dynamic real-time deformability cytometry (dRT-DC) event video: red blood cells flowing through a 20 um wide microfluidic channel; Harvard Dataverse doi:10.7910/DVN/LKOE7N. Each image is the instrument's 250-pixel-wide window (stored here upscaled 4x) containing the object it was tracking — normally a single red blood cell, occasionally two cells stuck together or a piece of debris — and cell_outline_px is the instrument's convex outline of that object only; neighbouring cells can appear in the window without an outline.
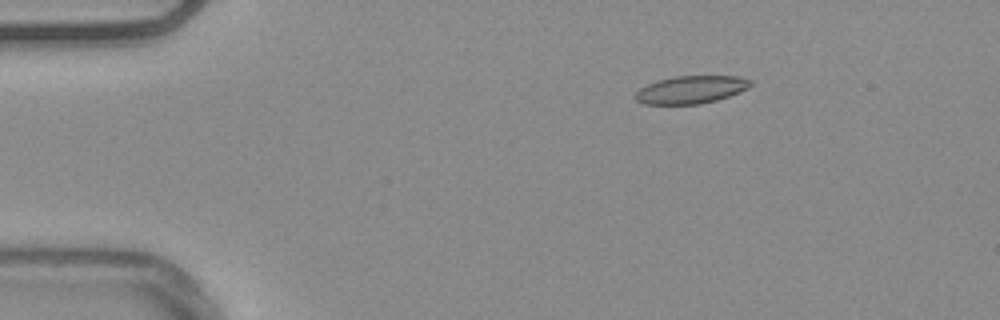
{"species": "common noctule bat (a hibernating species)", "species_latin": "Nyctalus noctula", "temperature_condition": "warm", "stored_images_in_passage": 54, "camera_frame_rate_fps": 3000, "um_per_image_px": 0.085, "animal": {"sex": "male", "body_mass_g": 20.4}, "frame": {"image": 1, "passage_image": 9, "time_ms": 2.667, "image_size_px": [1000, 320], "cell_outline_px": [[752, 84], [748, 88], [728, 96], [716, 100], [700, 104], [644, 104], [636, 100], [636, 92], [640, 88], [656, 80], [676, 76], [736, 76], [752, 80]], "centroid_in_image_um": [58.73, 7.61], "position_along_channel_um": 26.3, "area_um2": 18.5}}
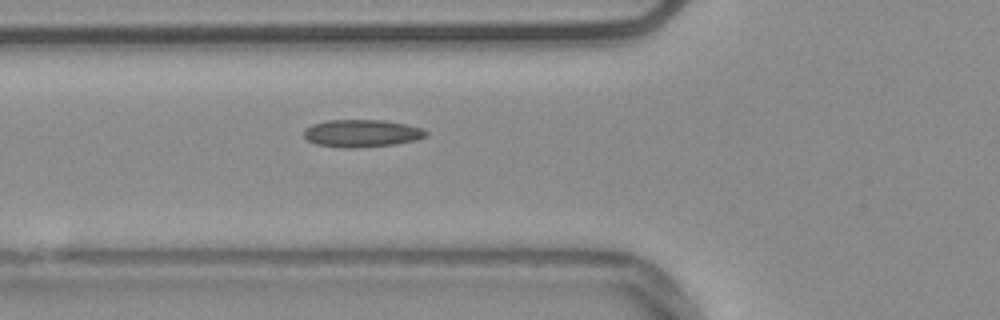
{"frame": {"image": 2, "passage_image": 20, "time_ms": 6.333, "image_size_px": [1000, 320], "cell_outline_px": [[428, 136], [416, 140], [396, 144], [356, 148], [344, 148], [316, 144], [308, 140], [304, 136], [304, 128], [312, 124], [328, 120], [384, 120], [424, 128], [428, 132]], "centroid_in_image_um": [30.77, 11.33], "position_along_channel_um": 95.0, "area_um2": 19.71}}
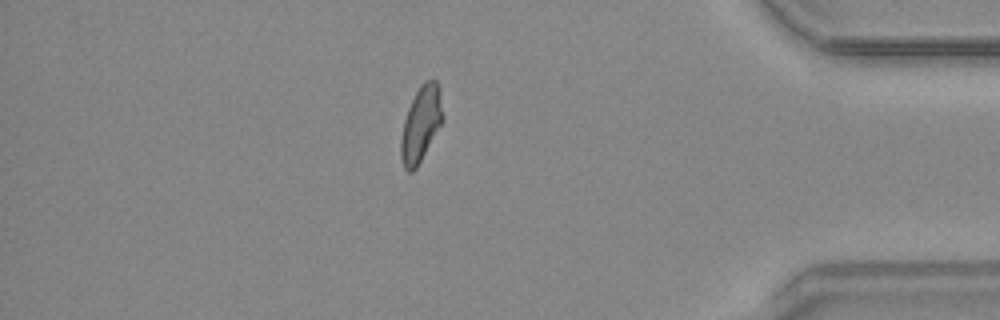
{"frame": {"image": 3, "passage_image": 47, "time_ms": 15.333, "image_size_px": [1000, 320], "cell_outline_px": [[440, 124], [416, 168], [412, 172], [408, 172], [404, 168], [400, 156], [400, 140], [404, 120], [408, 108], [420, 84], [424, 80], [436, 80], [440, 92]], "centroid_in_image_um": [35.71, 10.55], "position_along_channel_um": 399.5, "area_um2": 17.63}, "authors_computed_cell_mechanics": {"area_um2": 18.3226, "velocity_mm_per_s": 3.7605, "shape_relaxation_time_tau1_ms": 9.3023, "shape_relaxation_time_tau2_ms": 3.6263, "deformation_change_tau1": 0.19, "deformation_change_tau2": 0.1034}}